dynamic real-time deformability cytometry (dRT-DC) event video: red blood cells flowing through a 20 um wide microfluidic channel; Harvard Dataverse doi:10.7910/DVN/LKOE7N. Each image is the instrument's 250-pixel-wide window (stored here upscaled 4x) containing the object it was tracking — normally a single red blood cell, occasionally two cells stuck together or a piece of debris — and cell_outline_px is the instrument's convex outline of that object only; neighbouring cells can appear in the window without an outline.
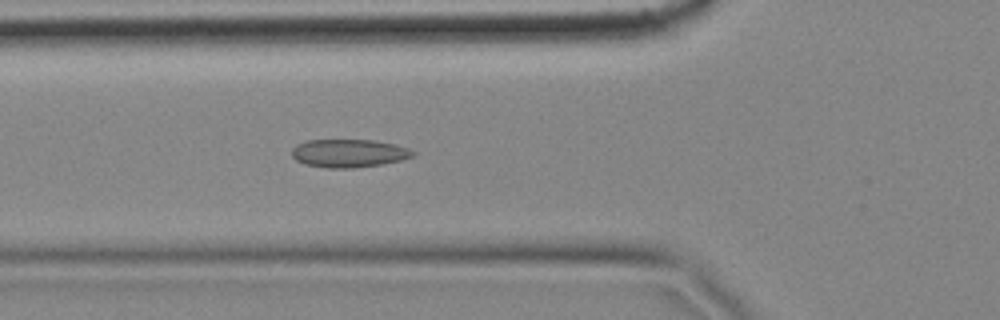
{"species": "common noctule bat (a hibernating species)", "species_latin": "Nyctalus noctula", "temperature_condition": "cold", "stored_images_in_passage": 4, "camera_frame_rate_fps": 3000, "um_per_image_px": 0.085, "animal": {"sex": "female", "body_mass_g": 18.4}, "frame": {"image": 1, "passage_image": 4, "time_ms": 1.0, "image_size_px": [1000, 320], "cell_outline_px": [[416, 152], [412, 156], [400, 160], [380, 164], [352, 168], [328, 168], [304, 164], [296, 160], [292, 156], [292, 148], [296, 144], [308, 140], [372, 140], [396, 144], [408, 148]], "centroid_in_image_um": [29.62, 13.02], "position_along_channel_um": 96.2, "area_um2": 19.77}}